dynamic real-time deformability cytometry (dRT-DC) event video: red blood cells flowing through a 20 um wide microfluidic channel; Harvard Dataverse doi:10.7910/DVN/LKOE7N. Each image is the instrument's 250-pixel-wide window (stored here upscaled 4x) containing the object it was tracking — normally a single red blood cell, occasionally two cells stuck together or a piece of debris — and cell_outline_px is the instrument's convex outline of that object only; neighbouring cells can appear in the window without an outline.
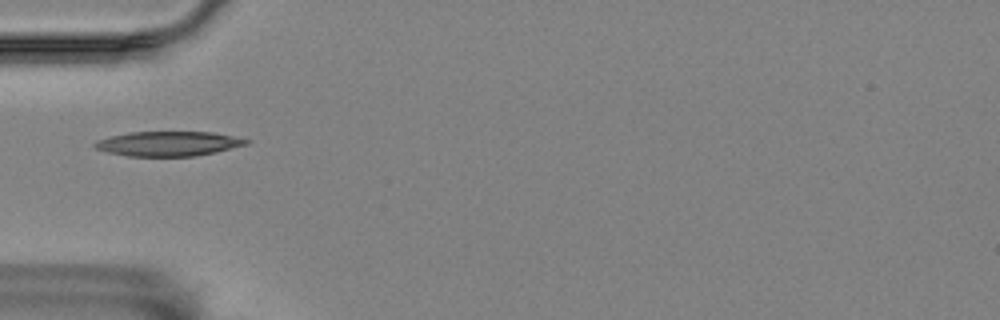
{"species": "Egyptian fruit bat (a non-hibernating species)", "species_latin": "Rousettus aegyptiacus", "temperature_condition": "room temperature", "stored_images_in_passage": 10, "camera_frame_rate_fps": 3000, "um_per_image_px": 0.085, "animal": {"sex": "female"}, "frame": {"image": 1, "passage_image": 1, "time_ms": 0.0, "image_size_px": [1000, 320], "cell_outline_px": [[252, 140], [248, 144], [216, 152], [196, 156], [128, 156], [108, 152], [96, 148], [92, 144], [96, 140], [112, 136], [132, 132], [212, 132]], "centroid_in_image_um": [14.33, 12.21], "position_along_channel_um": 70.7, "area_um2": 21.68}}
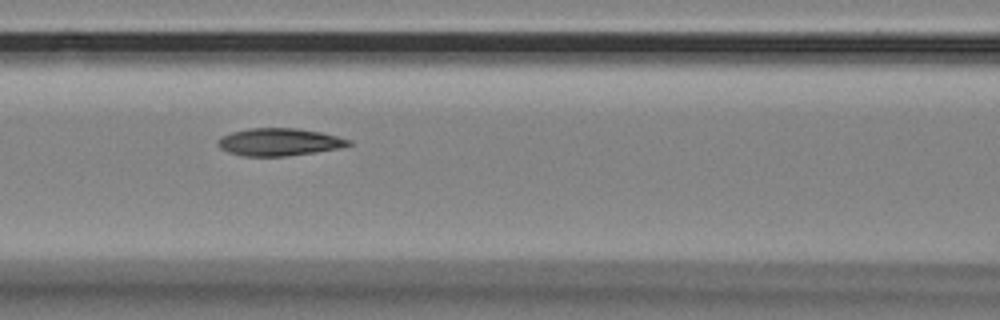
{"frame": {"image": 2, "passage_image": 7, "time_ms": 2.0, "image_size_px": [1000, 320], "cell_outline_px": [[352, 144], [340, 148], [316, 152], [284, 156], [244, 156], [228, 152], [220, 148], [216, 144], [216, 140], [220, 136], [232, 132], [248, 128], [296, 128], [320, 132], [352, 140]], "centroid_in_image_um": [23.7, 12.07], "position_along_channel_um": 142.9, "area_um2": 21.04}}
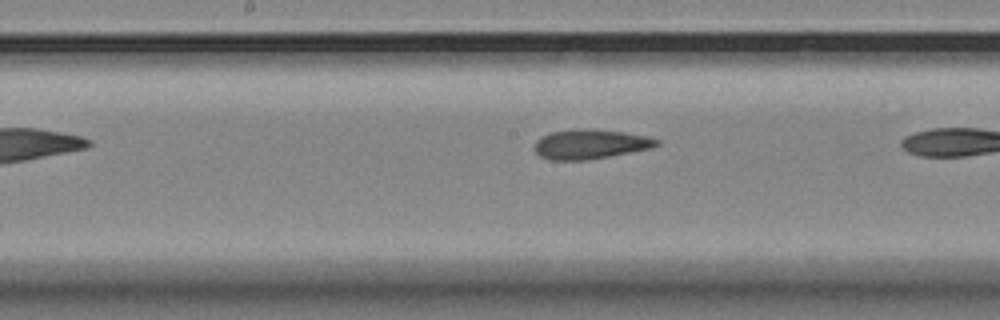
{"frame": {"image": 3, "passage_image": 9, "time_ms": 2.667, "image_size_px": [1000, 320], "cell_outline_px": [[660, 144], [652, 148], [588, 160], [548, 160], [540, 156], [532, 148], [536, 140], [540, 136], [552, 132], [576, 128], [588, 128], [624, 132], [648, 136], [660, 140]], "centroid_in_image_um": [50.15, 12.25], "position_along_channel_um": 198.0, "area_um2": 21.39}}